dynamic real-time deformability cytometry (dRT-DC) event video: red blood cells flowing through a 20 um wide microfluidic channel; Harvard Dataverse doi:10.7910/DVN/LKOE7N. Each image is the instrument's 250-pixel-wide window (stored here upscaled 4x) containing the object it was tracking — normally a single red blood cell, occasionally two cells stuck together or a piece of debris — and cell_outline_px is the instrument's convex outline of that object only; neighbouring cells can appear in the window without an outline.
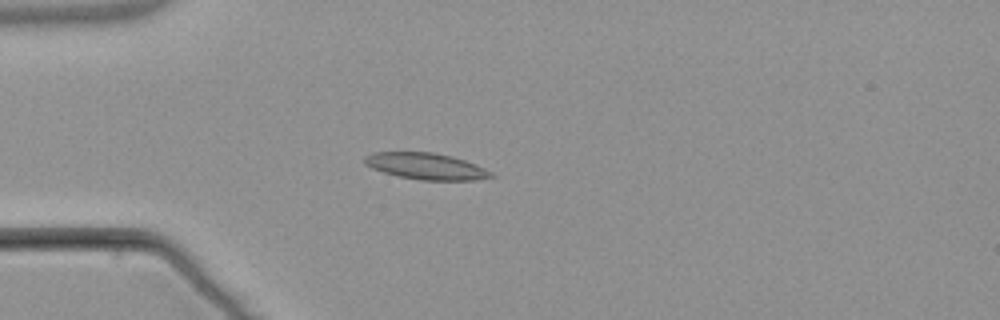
{"species": "common noctule bat (a hibernating species)", "species_latin": "Nyctalus noctula", "temperature_condition": "warm", "stored_images_in_passage": 2, "camera_frame_rate_fps": 3000, "um_per_image_px": 0.085, "animal": {"sex": "male", "body_mass_g": 21.5, "forearm_length_mm": 52.0}, "frame": {"image": 1, "passage_image": 2, "time_ms": 2.0, "image_size_px": [1000, 320], "cell_outline_px": [[496, 176], [472, 180], [420, 180], [400, 176], [384, 172], [372, 168], [364, 164], [364, 156], [372, 152], [432, 152], [452, 156], [476, 164], [492, 172]], "centroid_in_image_um": [36.2, 14.12], "position_along_channel_um": 48.8, "area_um2": 19.42}}